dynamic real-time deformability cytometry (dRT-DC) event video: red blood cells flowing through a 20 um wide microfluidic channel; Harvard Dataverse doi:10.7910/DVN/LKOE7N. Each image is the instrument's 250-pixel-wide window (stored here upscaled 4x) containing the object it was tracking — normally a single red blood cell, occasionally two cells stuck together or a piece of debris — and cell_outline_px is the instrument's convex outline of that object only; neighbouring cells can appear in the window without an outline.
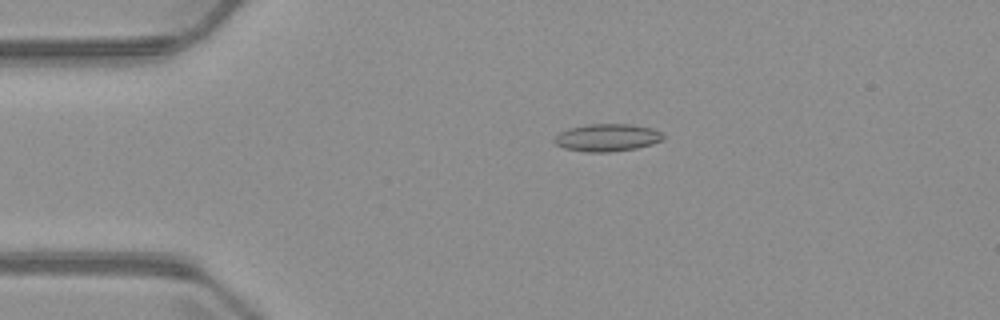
{"species": "common noctule bat (a hibernating species)", "species_latin": "Nyctalus noctula", "temperature_condition": "warm", "stored_images_in_passage": 4, "camera_frame_rate_fps": 3000, "um_per_image_px": 0.085, "animal": {"sex": "male", "body_mass_g": 23.1, "forearm_length_mm": 52.7}, "frame": {"image": 1, "passage_image": 3, "time_ms": 3.333, "image_size_px": [1000, 320], "cell_outline_px": [[664, 140], [652, 144], [636, 148], [608, 152], [584, 152], [564, 148], [556, 144], [552, 140], [560, 132], [568, 128], [588, 124], [632, 124], [652, 128], [660, 132], [664, 136]], "centroid_in_image_um": [51.61, 11.69], "position_along_channel_um": 33.4, "area_um2": 17.51}}